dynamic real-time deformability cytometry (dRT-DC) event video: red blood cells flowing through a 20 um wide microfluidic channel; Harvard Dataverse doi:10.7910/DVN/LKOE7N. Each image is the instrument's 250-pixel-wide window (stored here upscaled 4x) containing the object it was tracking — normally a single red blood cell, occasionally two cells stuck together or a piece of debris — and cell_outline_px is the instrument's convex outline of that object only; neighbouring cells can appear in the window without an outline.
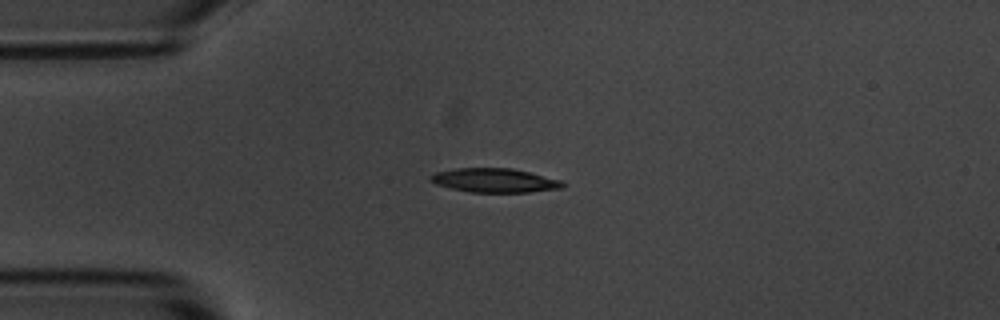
{"species": "common noctule bat (a hibernating species)", "species_latin": "Nyctalus noctula", "temperature_condition": "room temperature", "stored_images_in_passage": 42, "camera_frame_rate_fps": 3000, "um_per_image_px": 0.085, "animal": {"sex": "male", "body_mass_g": 20.1, "forearm_length_mm": 53.5}, "frame": {"image": 1, "passage_image": 1, "time_ms": 0.0, "image_size_px": [1000, 320], "cell_outline_px": [[564, 188], [528, 192], [468, 192], [436, 184], [428, 180], [428, 176], [436, 172], [456, 168], [512, 168], [560, 180], [564, 184]], "centroid_in_image_um": [42.0, 15.33], "position_along_channel_um": 43.0, "area_um2": 18.44}}
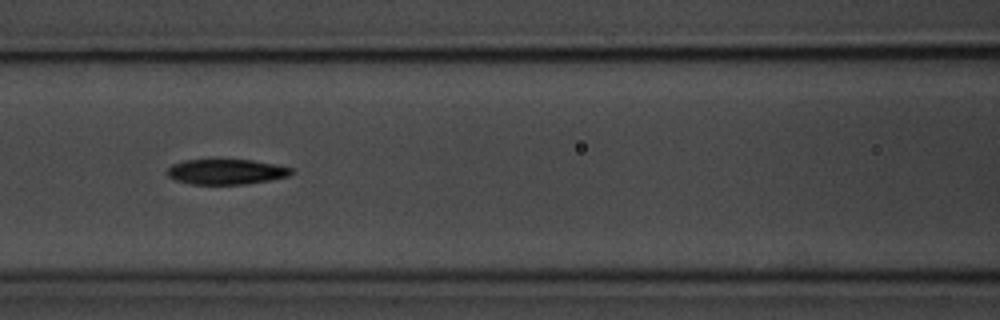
{"frame": {"image": 2, "passage_image": 11, "time_ms": 3.333, "image_size_px": [1000, 320], "cell_outline_px": [[296, 172], [288, 176], [248, 184], [192, 184], [176, 180], [168, 176], [168, 168], [172, 164], [184, 160], [252, 160], [276, 164], [292, 168]], "centroid_in_image_um": [19.26, 14.6], "position_along_channel_um": 147.3, "area_um2": 18.21}}
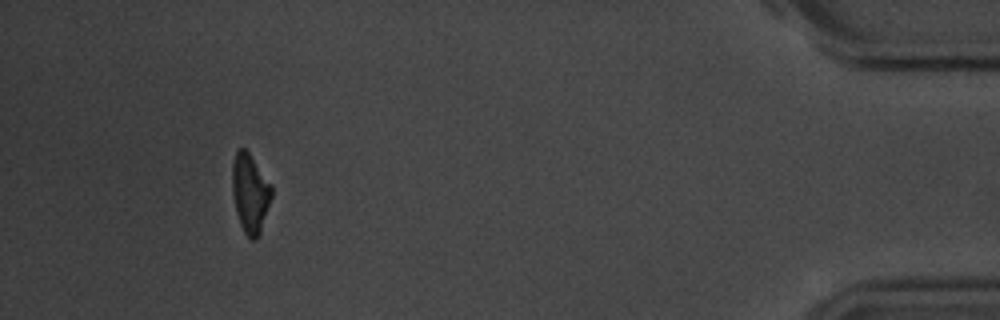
{"frame": {"image": 3, "passage_image": 38, "time_ms": 12.333, "image_size_px": [1000, 320], "cell_outline_px": [[272, 196], [260, 232], [256, 240], [252, 240], [244, 232], [240, 224], [236, 212], [232, 192], [232, 164], [236, 152], [240, 148], [244, 148], [248, 152], [272, 184]], "centroid_in_image_um": [21.26, 16.42], "position_along_channel_um": 413.9, "area_um2": 18.03}, "authors_computed_cell_mechanics": {"area_um2": 18.9295, "velocity_mm_per_s": 3.6948, "shape_relaxation_time_tau1_ms": 3.8611, "shape_relaxation_time_tau2_ms": 5.6895, "deformation_change_tau1": 0.1692, "deformation_change_tau2": 0.1276}}